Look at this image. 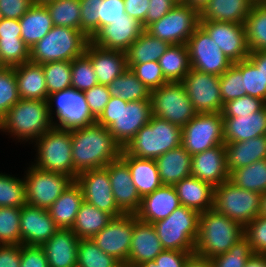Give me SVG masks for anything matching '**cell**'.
I'll list each match as a JSON object with an SVG mask.
<instances>
[{
  "label": "cell",
  "instance_id": "cell-29",
  "mask_svg": "<svg viewBox=\"0 0 266 267\" xmlns=\"http://www.w3.org/2000/svg\"><path fill=\"white\" fill-rule=\"evenodd\" d=\"M20 99L48 100L45 74L41 64L31 61L14 66Z\"/></svg>",
  "mask_w": 266,
  "mask_h": 267
},
{
  "label": "cell",
  "instance_id": "cell-31",
  "mask_svg": "<svg viewBox=\"0 0 266 267\" xmlns=\"http://www.w3.org/2000/svg\"><path fill=\"white\" fill-rule=\"evenodd\" d=\"M257 0H209L199 11L200 20L244 24Z\"/></svg>",
  "mask_w": 266,
  "mask_h": 267
},
{
  "label": "cell",
  "instance_id": "cell-45",
  "mask_svg": "<svg viewBox=\"0 0 266 267\" xmlns=\"http://www.w3.org/2000/svg\"><path fill=\"white\" fill-rule=\"evenodd\" d=\"M72 61H56L42 64L48 96L71 88Z\"/></svg>",
  "mask_w": 266,
  "mask_h": 267
},
{
  "label": "cell",
  "instance_id": "cell-28",
  "mask_svg": "<svg viewBox=\"0 0 266 267\" xmlns=\"http://www.w3.org/2000/svg\"><path fill=\"white\" fill-rule=\"evenodd\" d=\"M224 143L242 142L266 134V105L252 114L223 118Z\"/></svg>",
  "mask_w": 266,
  "mask_h": 267
},
{
  "label": "cell",
  "instance_id": "cell-62",
  "mask_svg": "<svg viewBox=\"0 0 266 267\" xmlns=\"http://www.w3.org/2000/svg\"><path fill=\"white\" fill-rule=\"evenodd\" d=\"M177 3L176 0H149L145 29L164 17Z\"/></svg>",
  "mask_w": 266,
  "mask_h": 267
},
{
  "label": "cell",
  "instance_id": "cell-18",
  "mask_svg": "<svg viewBox=\"0 0 266 267\" xmlns=\"http://www.w3.org/2000/svg\"><path fill=\"white\" fill-rule=\"evenodd\" d=\"M75 181L82 189L84 201L109 213L112 217L124 214L116 205L113 197L108 165L81 172Z\"/></svg>",
  "mask_w": 266,
  "mask_h": 267
},
{
  "label": "cell",
  "instance_id": "cell-43",
  "mask_svg": "<svg viewBox=\"0 0 266 267\" xmlns=\"http://www.w3.org/2000/svg\"><path fill=\"white\" fill-rule=\"evenodd\" d=\"M44 5L49 12L54 26L80 30V0H54Z\"/></svg>",
  "mask_w": 266,
  "mask_h": 267
},
{
  "label": "cell",
  "instance_id": "cell-38",
  "mask_svg": "<svg viewBox=\"0 0 266 267\" xmlns=\"http://www.w3.org/2000/svg\"><path fill=\"white\" fill-rule=\"evenodd\" d=\"M169 46V43L155 38L144 30L125 51L127 64L159 61V58L166 52Z\"/></svg>",
  "mask_w": 266,
  "mask_h": 267
},
{
  "label": "cell",
  "instance_id": "cell-36",
  "mask_svg": "<svg viewBox=\"0 0 266 267\" xmlns=\"http://www.w3.org/2000/svg\"><path fill=\"white\" fill-rule=\"evenodd\" d=\"M21 38L31 48L54 26L44 4H33L19 19Z\"/></svg>",
  "mask_w": 266,
  "mask_h": 267
},
{
  "label": "cell",
  "instance_id": "cell-65",
  "mask_svg": "<svg viewBox=\"0 0 266 267\" xmlns=\"http://www.w3.org/2000/svg\"><path fill=\"white\" fill-rule=\"evenodd\" d=\"M124 3L126 14L141 22L145 29L149 0H124Z\"/></svg>",
  "mask_w": 266,
  "mask_h": 267
},
{
  "label": "cell",
  "instance_id": "cell-33",
  "mask_svg": "<svg viewBox=\"0 0 266 267\" xmlns=\"http://www.w3.org/2000/svg\"><path fill=\"white\" fill-rule=\"evenodd\" d=\"M120 158L128 165L131 179L141 198L162 185L155 159L137 158L124 149Z\"/></svg>",
  "mask_w": 266,
  "mask_h": 267
},
{
  "label": "cell",
  "instance_id": "cell-8",
  "mask_svg": "<svg viewBox=\"0 0 266 267\" xmlns=\"http://www.w3.org/2000/svg\"><path fill=\"white\" fill-rule=\"evenodd\" d=\"M34 142L38 158L36 157L33 166L53 173L66 174L74 180L70 129L53 126Z\"/></svg>",
  "mask_w": 266,
  "mask_h": 267
},
{
  "label": "cell",
  "instance_id": "cell-1",
  "mask_svg": "<svg viewBox=\"0 0 266 267\" xmlns=\"http://www.w3.org/2000/svg\"><path fill=\"white\" fill-rule=\"evenodd\" d=\"M74 180L81 172L102 168L121 157L123 148L108 128L94 122L71 129Z\"/></svg>",
  "mask_w": 266,
  "mask_h": 267
},
{
  "label": "cell",
  "instance_id": "cell-71",
  "mask_svg": "<svg viewBox=\"0 0 266 267\" xmlns=\"http://www.w3.org/2000/svg\"><path fill=\"white\" fill-rule=\"evenodd\" d=\"M261 216L266 217V192H264L261 195V199H260V211L259 214Z\"/></svg>",
  "mask_w": 266,
  "mask_h": 267
},
{
  "label": "cell",
  "instance_id": "cell-27",
  "mask_svg": "<svg viewBox=\"0 0 266 267\" xmlns=\"http://www.w3.org/2000/svg\"><path fill=\"white\" fill-rule=\"evenodd\" d=\"M80 239L71 229H58L41 247L49 267H76Z\"/></svg>",
  "mask_w": 266,
  "mask_h": 267
},
{
  "label": "cell",
  "instance_id": "cell-49",
  "mask_svg": "<svg viewBox=\"0 0 266 267\" xmlns=\"http://www.w3.org/2000/svg\"><path fill=\"white\" fill-rule=\"evenodd\" d=\"M71 88L79 92H85L98 85L90 59L85 55L75 58L71 64Z\"/></svg>",
  "mask_w": 266,
  "mask_h": 267
},
{
  "label": "cell",
  "instance_id": "cell-56",
  "mask_svg": "<svg viewBox=\"0 0 266 267\" xmlns=\"http://www.w3.org/2000/svg\"><path fill=\"white\" fill-rule=\"evenodd\" d=\"M80 30L91 39L99 31L101 0H80Z\"/></svg>",
  "mask_w": 266,
  "mask_h": 267
},
{
  "label": "cell",
  "instance_id": "cell-42",
  "mask_svg": "<svg viewBox=\"0 0 266 267\" xmlns=\"http://www.w3.org/2000/svg\"><path fill=\"white\" fill-rule=\"evenodd\" d=\"M229 180L242 189L262 195L266 192V159L231 171Z\"/></svg>",
  "mask_w": 266,
  "mask_h": 267
},
{
  "label": "cell",
  "instance_id": "cell-17",
  "mask_svg": "<svg viewBox=\"0 0 266 267\" xmlns=\"http://www.w3.org/2000/svg\"><path fill=\"white\" fill-rule=\"evenodd\" d=\"M134 227V214L113 217L92 240L106 254L127 263Z\"/></svg>",
  "mask_w": 266,
  "mask_h": 267
},
{
  "label": "cell",
  "instance_id": "cell-70",
  "mask_svg": "<svg viewBox=\"0 0 266 267\" xmlns=\"http://www.w3.org/2000/svg\"><path fill=\"white\" fill-rule=\"evenodd\" d=\"M208 1L209 0H186L185 3L197 8L200 11Z\"/></svg>",
  "mask_w": 266,
  "mask_h": 267
},
{
  "label": "cell",
  "instance_id": "cell-68",
  "mask_svg": "<svg viewBox=\"0 0 266 267\" xmlns=\"http://www.w3.org/2000/svg\"><path fill=\"white\" fill-rule=\"evenodd\" d=\"M183 267H213L211 259L192 253L184 263Z\"/></svg>",
  "mask_w": 266,
  "mask_h": 267
},
{
  "label": "cell",
  "instance_id": "cell-37",
  "mask_svg": "<svg viewBox=\"0 0 266 267\" xmlns=\"http://www.w3.org/2000/svg\"><path fill=\"white\" fill-rule=\"evenodd\" d=\"M113 217L83 201L71 230L79 239H89L99 233Z\"/></svg>",
  "mask_w": 266,
  "mask_h": 267
},
{
  "label": "cell",
  "instance_id": "cell-5",
  "mask_svg": "<svg viewBox=\"0 0 266 267\" xmlns=\"http://www.w3.org/2000/svg\"><path fill=\"white\" fill-rule=\"evenodd\" d=\"M90 39L75 28L53 26L30 48V61L45 64L56 61H73L85 53Z\"/></svg>",
  "mask_w": 266,
  "mask_h": 267
},
{
  "label": "cell",
  "instance_id": "cell-41",
  "mask_svg": "<svg viewBox=\"0 0 266 267\" xmlns=\"http://www.w3.org/2000/svg\"><path fill=\"white\" fill-rule=\"evenodd\" d=\"M111 97L121 98L127 102L150 100V91L128 68L115 78L108 86Z\"/></svg>",
  "mask_w": 266,
  "mask_h": 267
},
{
  "label": "cell",
  "instance_id": "cell-25",
  "mask_svg": "<svg viewBox=\"0 0 266 267\" xmlns=\"http://www.w3.org/2000/svg\"><path fill=\"white\" fill-rule=\"evenodd\" d=\"M93 66L98 84L108 86L128 69L126 53L120 50H106L89 42L85 53Z\"/></svg>",
  "mask_w": 266,
  "mask_h": 267
},
{
  "label": "cell",
  "instance_id": "cell-20",
  "mask_svg": "<svg viewBox=\"0 0 266 267\" xmlns=\"http://www.w3.org/2000/svg\"><path fill=\"white\" fill-rule=\"evenodd\" d=\"M144 30L141 22L125 14L124 18L117 19L112 21L111 24L103 26L90 39V42L106 50L125 52Z\"/></svg>",
  "mask_w": 266,
  "mask_h": 267
},
{
  "label": "cell",
  "instance_id": "cell-4",
  "mask_svg": "<svg viewBox=\"0 0 266 267\" xmlns=\"http://www.w3.org/2000/svg\"><path fill=\"white\" fill-rule=\"evenodd\" d=\"M45 100L20 99L0 120V130L18 141L37 140L54 126Z\"/></svg>",
  "mask_w": 266,
  "mask_h": 267
},
{
  "label": "cell",
  "instance_id": "cell-44",
  "mask_svg": "<svg viewBox=\"0 0 266 267\" xmlns=\"http://www.w3.org/2000/svg\"><path fill=\"white\" fill-rule=\"evenodd\" d=\"M122 265L115 257L103 252L92 238L80 239L76 267H121Z\"/></svg>",
  "mask_w": 266,
  "mask_h": 267
},
{
  "label": "cell",
  "instance_id": "cell-9",
  "mask_svg": "<svg viewBox=\"0 0 266 267\" xmlns=\"http://www.w3.org/2000/svg\"><path fill=\"white\" fill-rule=\"evenodd\" d=\"M260 199V193L242 189L228 179L214 187L213 209L245 227L258 216Z\"/></svg>",
  "mask_w": 266,
  "mask_h": 267
},
{
  "label": "cell",
  "instance_id": "cell-52",
  "mask_svg": "<svg viewBox=\"0 0 266 267\" xmlns=\"http://www.w3.org/2000/svg\"><path fill=\"white\" fill-rule=\"evenodd\" d=\"M0 59L4 67H14L30 61V48L23 40L0 39Z\"/></svg>",
  "mask_w": 266,
  "mask_h": 267
},
{
  "label": "cell",
  "instance_id": "cell-30",
  "mask_svg": "<svg viewBox=\"0 0 266 267\" xmlns=\"http://www.w3.org/2000/svg\"><path fill=\"white\" fill-rule=\"evenodd\" d=\"M180 204L203 213L213 208L214 187L189 176L174 185Z\"/></svg>",
  "mask_w": 266,
  "mask_h": 267
},
{
  "label": "cell",
  "instance_id": "cell-61",
  "mask_svg": "<svg viewBox=\"0 0 266 267\" xmlns=\"http://www.w3.org/2000/svg\"><path fill=\"white\" fill-rule=\"evenodd\" d=\"M32 5V0H0V14L2 18L19 20Z\"/></svg>",
  "mask_w": 266,
  "mask_h": 267
},
{
  "label": "cell",
  "instance_id": "cell-50",
  "mask_svg": "<svg viewBox=\"0 0 266 267\" xmlns=\"http://www.w3.org/2000/svg\"><path fill=\"white\" fill-rule=\"evenodd\" d=\"M253 254L248 239L243 236L226 253L211 259L213 267H245L247 260Z\"/></svg>",
  "mask_w": 266,
  "mask_h": 267
},
{
  "label": "cell",
  "instance_id": "cell-69",
  "mask_svg": "<svg viewBox=\"0 0 266 267\" xmlns=\"http://www.w3.org/2000/svg\"><path fill=\"white\" fill-rule=\"evenodd\" d=\"M245 267H266V254L253 253L247 260Z\"/></svg>",
  "mask_w": 266,
  "mask_h": 267
},
{
  "label": "cell",
  "instance_id": "cell-16",
  "mask_svg": "<svg viewBox=\"0 0 266 267\" xmlns=\"http://www.w3.org/2000/svg\"><path fill=\"white\" fill-rule=\"evenodd\" d=\"M181 83L197 113L222 112L219 76L190 69Z\"/></svg>",
  "mask_w": 266,
  "mask_h": 267
},
{
  "label": "cell",
  "instance_id": "cell-75",
  "mask_svg": "<svg viewBox=\"0 0 266 267\" xmlns=\"http://www.w3.org/2000/svg\"><path fill=\"white\" fill-rule=\"evenodd\" d=\"M3 67H4V66L2 65V63H1V59H0V69L3 68Z\"/></svg>",
  "mask_w": 266,
  "mask_h": 267
},
{
  "label": "cell",
  "instance_id": "cell-3",
  "mask_svg": "<svg viewBox=\"0 0 266 267\" xmlns=\"http://www.w3.org/2000/svg\"><path fill=\"white\" fill-rule=\"evenodd\" d=\"M243 236L244 227L240 223L212 208L200 213L194 253L212 259L228 252Z\"/></svg>",
  "mask_w": 266,
  "mask_h": 267
},
{
  "label": "cell",
  "instance_id": "cell-55",
  "mask_svg": "<svg viewBox=\"0 0 266 267\" xmlns=\"http://www.w3.org/2000/svg\"><path fill=\"white\" fill-rule=\"evenodd\" d=\"M265 105L260 98L246 95L224 103L221 114L223 118L240 117L261 110Z\"/></svg>",
  "mask_w": 266,
  "mask_h": 267
},
{
  "label": "cell",
  "instance_id": "cell-10",
  "mask_svg": "<svg viewBox=\"0 0 266 267\" xmlns=\"http://www.w3.org/2000/svg\"><path fill=\"white\" fill-rule=\"evenodd\" d=\"M150 101L152 115L180 127L197 114L181 82H167L150 91Z\"/></svg>",
  "mask_w": 266,
  "mask_h": 267
},
{
  "label": "cell",
  "instance_id": "cell-26",
  "mask_svg": "<svg viewBox=\"0 0 266 267\" xmlns=\"http://www.w3.org/2000/svg\"><path fill=\"white\" fill-rule=\"evenodd\" d=\"M180 205L174 186L161 185L141 198L139 210L135 215L138 219L153 224L167 218Z\"/></svg>",
  "mask_w": 266,
  "mask_h": 267
},
{
  "label": "cell",
  "instance_id": "cell-67",
  "mask_svg": "<svg viewBox=\"0 0 266 267\" xmlns=\"http://www.w3.org/2000/svg\"><path fill=\"white\" fill-rule=\"evenodd\" d=\"M248 58L261 70L266 84V51H252Z\"/></svg>",
  "mask_w": 266,
  "mask_h": 267
},
{
  "label": "cell",
  "instance_id": "cell-34",
  "mask_svg": "<svg viewBox=\"0 0 266 267\" xmlns=\"http://www.w3.org/2000/svg\"><path fill=\"white\" fill-rule=\"evenodd\" d=\"M226 165L229 173L240 167L266 159V136L251 138L242 142L224 143Z\"/></svg>",
  "mask_w": 266,
  "mask_h": 267
},
{
  "label": "cell",
  "instance_id": "cell-6",
  "mask_svg": "<svg viewBox=\"0 0 266 267\" xmlns=\"http://www.w3.org/2000/svg\"><path fill=\"white\" fill-rule=\"evenodd\" d=\"M181 139L182 127L152 115L123 149L137 158L156 159L181 146Z\"/></svg>",
  "mask_w": 266,
  "mask_h": 267
},
{
  "label": "cell",
  "instance_id": "cell-53",
  "mask_svg": "<svg viewBox=\"0 0 266 267\" xmlns=\"http://www.w3.org/2000/svg\"><path fill=\"white\" fill-rule=\"evenodd\" d=\"M127 66L136 75L137 79L148 88L149 91L158 89L167 83L158 61L127 64Z\"/></svg>",
  "mask_w": 266,
  "mask_h": 267
},
{
  "label": "cell",
  "instance_id": "cell-57",
  "mask_svg": "<svg viewBox=\"0 0 266 267\" xmlns=\"http://www.w3.org/2000/svg\"><path fill=\"white\" fill-rule=\"evenodd\" d=\"M244 236L255 254H266V217L258 215L244 227Z\"/></svg>",
  "mask_w": 266,
  "mask_h": 267
},
{
  "label": "cell",
  "instance_id": "cell-51",
  "mask_svg": "<svg viewBox=\"0 0 266 267\" xmlns=\"http://www.w3.org/2000/svg\"><path fill=\"white\" fill-rule=\"evenodd\" d=\"M20 100L14 67L0 69V120Z\"/></svg>",
  "mask_w": 266,
  "mask_h": 267
},
{
  "label": "cell",
  "instance_id": "cell-19",
  "mask_svg": "<svg viewBox=\"0 0 266 267\" xmlns=\"http://www.w3.org/2000/svg\"><path fill=\"white\" fill-rule=\"evenodd\" d=\"M199 25L215 40V43L231 62L248 58L250 52L244 24L200 20Z\"/></svg>",
  "mask_w": 266,
  "mask_h": 267
},
{
  "label": "cell",
  "instance_id": "cell-11",
  "mask_svg": "<svg viewBox=\"0 0 266 267\" xmlns=\"http://www.w3.org/2000/svg\"><path fill=\"white\" fill-rule=\"evenodd\" d=\"M199 22L200 13L197 8L186 3H177L164 17L145 30L170 45L187 44Z\"/></svg>",
  "mask_w": 266,
  "mask_h": 267
},
{
  "label": "cell",
  "instance_id": "cell-22",
  "mask_svg": "<svg viewBox=\"0 0 266 267\" xmlns=\"http://www.w3.org/2000/svg\"><path fill=\"white\" fill-rule=\"evenodd\" d=\"M108 174L116 205L124 214H135L141 197L131 179L128 165L118 158L108 164Z\"/></svg>",
  "mask_w": 266,
  "mask_h": 267
},
{
  "label": "cell",
  "instance_id": "cell-40",
  "mask_svg": "<svg viewBox=\"0 0 266 267\" xmlns=\"http://www.w3.org/2000/svg\"><path fill=\"white\" fill-rule=\"evenodd\" d=\"M249 52L266 51V2L256 1L245 20Z\"/></svg>",
  "mask_w": 266,
  "mask_h": 267
},
{
  "label": "cell",
  "instance_id": "cell-21",
  "mask_svg": "<svg viewBox=\"0 0 266 267\" xmlns=\"http://www.w3.org/2000/svg\"><path fill=\"white\" fill-rule=\"evenodd\" d=\"M59 228L48 210L25 204L21 207V244L42 246Z\"/></svg>",
  "mask_w": 266,
  "mask_h": 267
},
{
  "label": "cell",
  "instance_id": "cell-73",
  "mask_svg": "<svg viewBox=\"0 0 266 267\" xmlns=\"http://www.w3.org/2000/svg\"><path fill=\"white\" fill-rule=\"evenodd\" d=\"M54 0H32L33 4H46Z\"/></svg>",
  "mask_w": 266,
  "mask_h": 267
},
{
  "label": "cell",
  "instance_id": "cell-13",
  "mask_svg": "<svg viewBox=\"0 0 266 267\" xmlns=\"http://www.w3.org/2000/svg\"><path fill=\"white\" fill-rule=\"evenodd\" d=\"M25 176L26 203L46 210L73 181L66 174L41 170L33 164Z\"/></svg>",
  "mask_w": 266,
  "mask_h": 267
},
{
  "label": "cell",
  "instance_id": "cell-63",
  "mask_svg": "<svg viewBox=\"0 0 266 267\" xmlns=\"http://www.w3.org/2000/svg\"><path fill=\"white\" fill-rule=\"evenodd\" d=\"M194 251L163 250L156 256L154 261L160 267H183L187 258Z\"/></svg>",
  "mask_w": 266,
  "mask_h": 267
},
{
  "label": "cell",
  "instance_id": "cell-60",
  "mask_svg": "<svg viewBox=\"0 0 266 267\" xmlns=\"http://www.w3.org/2000/svg\"><path fill=\"white\" fill-rule=\"evenodd\" d=\"M20 267H49L44 249L21 244Z\"/></svg>",
  "mask_w": 266,
  "mask_h": 267
},
{
  "label": "cell",
  "instance_id": "cell-76",
  "mask_svg": "<svg viewBox=\"0 0 266 267\" xmlns=\"http://www.w3.org/2000/svg\"><path fill=\"white\" fill-rule=\"evenodd\" d=\"M121 267H131V266H127V265L123 264Z\"/></svg>",
  "mask_w": 266,
  "mask_h": 267
},
{
  "label": "cell",
  "instance_id": "cell-48",
  "mask_svg": "<svg viewBox=\"0 0 266 267\" xmlns=\"http://www.w3.org/2000/svg\"><path fill=\"white\" fill-rule=\"evenodd\" d=\"M21 208L0 207V245H21Z\"/></svg>",
  "mask_w": 266,
  "mask_h": 267
},
{
  "label": "cell",
  "instance_id": "cell-39",
  "mask_svg": "<svg viewBox=\"0 0 266 267\" xmlns=\"http://www.w3.org/2000/svg\"><path fill=\"white\" fill-rule=\"evenodd\" d=\"M158 62L167 82H181L191 69L187 44L170 45Z\"/></svg>",
  "mask_w": 266,
  "mask_h": 267
},
{
  "label": "cell",
  "instance_id": "cell-72",
  "mask_svg": "<svg viewBox=\"0 0 266 267\" xmlns=\"http://www.w3.org/2000/svg\"><path fill=\"white\" fill-rule=\"evenodd\" d=\"M138 267H160L154 260L146 261L144 264Z\"/></svg>",
  "mask_w": 266,
  "mask_h": 267
},
{
  "label": "cell",
  "instance_id": "cell-66",
  "mask_svg": "<svg viewBox=\"0 0 266 267\" xmlns=\"http://www.w3.org/2000/svg\"><path fill=\"white\" fill-rule=\"evenodd\" d=\"M0 39L22 40L19 20L2 18L0 21Z\"/></svg>",
  "mask_w": 266,
  "mask_h": 267
},
{
  "label": "cell",
  "instance_id": "cell-54",
  "mask_svg": "<svg viewBox=\"0 0 266 267\" xmlns=\"http://www.w3.org/2000/svg\"><path fill=\"white\" fill-rule=\"evenodd\" d=\"M242 79L241 71L234 64L219 76L220 93L223 104L230 100L246 96Z\"/></svg>",
  "mask_w": 266,
  "mask_h": 267
},
{
  "label": "cell",
  "instance_id": "cell-24",
  "mask_svg": "<svg viewBox=\"0 0 266 267\" xmlns=\"http://www.w3.org/2000/svg\"><path fill=\"white\" fill-rule=\"evenodd\" d=\"M163 250L153 225L138 219L134 214L131 247L125 265L138 267L146 261L154 260Z\"/></svg>",
  "mask_w": 266,
  "mask_h": 267
},
{
  "label": "cell",
  "instance_id": "cell-7",
  "mask_svg": "<svg viewBox=\"0 0 266 267\" xmlns=\"http://www.w3.org/2000/svg\"><path fill=\"white\" fill-rule=\"evenodd\" d=\"M200 213L180 205L167 218L153 223L164 250L194 251Z\"/></svg>",
  "mask_w": 266,
  "mask_h": 267
},
{
  "label": "cell",
  "instance_id": "cell-12",
  "mask_svg": "<svg viewBox=\"0 0 266 267\" xmlns=\"http://www.w3.org/2000/svg\"><path fill=\"white\" fill-rule=\"evenodd\" d=\"M224 144L221 113H197L182 127L181 146L192 156Z\"/></svg>",
  "mask_w": 266,
  "mask_h": 267
},
{
  "label": "cell",
  "instance_id": "cell-46",
  "mask_svg": "<svg viewBox=\"0 0 266 267\" xmlns=\"http://www.w3.org/2000/svg\"><path fill=\"white\" fill-rule=\"evenodd\" d=\"M242 73L243 89L246 95L260 98L266 102V84L261 70L249 59L233 63Z\"/></svg>",
  "mask_w": 266,
  "mask_h": 267
},
{
  "label": "cell",
  "instance_id": "cell-15",
  "mask_svg": "<svg viewBox=\"0 0 266 267\" xmlns=\"http://www.w3.org/2000/svg\"><path fill=\"white\" fill-rule=\"evenodd\" d=\"M187 46L191 69L221 76L233 64L200 25L189 37Z\"/></svg>",
  "mask_w": 266,
  "mask_h": 267
},
{
  "label": "cell",
  "instance_id": "cell-2",
  "mask_svg": "<svg viewBox=\"0 0 266 267\" xmlns=\"http://www.w3.org/2000/svg\"><path fill=\"white\" fill-rule=\"evenodd\" d=\"M151 117L150 100L127 102L121 98L110 97L95 122L108 128L115 140L124 148L136 133L150 122Z\"/></svg>",
  "mask_w": 266,
  "mask_h": 267
},
{
  "label": "cell",
  "instance_id": "cell-35",
  "mask_svg": "<svg viewBox=\"0 0 266 267\" xmlns=\"http://www.w3.org/2000/svg\"><path fill=\"white\" fill-rule=\"evenodd\" d=\"M192 156L182 147L171 149L155 159L162 185L174 186L191 176Z\"/></svg>",
  "mask_w": 266,
  "mask_h": 267
},
{
  "label": "cell",
  "instance_id": "cell-64",
  "mask_svg": "<svg viewBox=\"0 0 266 267\" xmlns=\"http://www.w3.org/2000/svg\"><path fill=\"white\" fill-rule=\"evenodd\" d=\"M21 245H0V267H20Z\"/></svg>",
  "mask_w": 266,
  "mask_h": 267
},
{
  "label": "cell",
  "instance_id": "cell-74",
  "mask_svg": "<svg viewBox=\"0 0 266 267\" xmlns=\"http://www.w3.org/2000/svg\"><path fill=\"white\" fill-rule=\"evenodd\" d=\"M178 3H185L186 0H176Z\"/></svg>",
  "mask_w": 266,
  "mask_h": 267
},
{
  "label": "cell",
  "instance_id": "cell-14",
  "mask_svg": "<svg viewBox=\"0 0 266 267\" xmlns=\"http://www.w3.org/2000/svg\"><path fill=\"white\" fill-rule=\"evenodd\" d=\"M49 112L53 120V115L56 116L57 122L54 126L75 129L83 126H88L95 122V119L91 116L86 98L83 92H79L75 89H67L60 92H55L48 97ZM55 102V109L52 107ZM54 112V113H52Z\"/></svg>",
  "mask_w": 266,
  "mask_h": 267
},
{
  "label": "cell",
  "instance_id": "cell-32",
  "mask_svg": "<svg viewBox=\"0 0 266 267\" xmlns=\"http://www.w3.org/2000/svg\"><path fill=\"white\" fill-rule=\"evenodd\" d=\"M83 201L82 189L73 180L47 210L59 229H71Z\"/></svg>",
  "mask_w": 266,
  "mask_h": 267
},
{
  "label": "cell",
  "instance_id": "cell-23",
  "mask_svg": "<svg viewBox=\"0 0 266 267\" xmlns=\"http://www.w3.org/2000/svg\"><path fill=\"white\" fill-rule=\"evenodd\" d=\"M191 176L219 186L229 179L224 144L192 155Z\"/></svg>",
  "mask_w": 266,
  "mask_h": 267
},
{
  "label": "cell",
  "instance_id": "cell-58",
  "mask_svg": "<svg viewBox=\"0 0 266 267\" xmlns=\"http://www.w3.org/2000/svg\"><path fill=\"white\" fill-rule=\"evenodd\" d=\"M91 116L96 120L110 100L108 87L98 84L84 92Z\"/></svg>",
  "mask_w": 266,
  "mask_h": 267
},
{
  "label": "cell",
  "instance_id": "cell-59",
  "mask_svg": "<svg viewBox=\"0 0 266 267\" xmlns=\"http://www.w3.org/2000/svg\"><path fill=\"white\" fill-rule=\"evenodd\" d=\"M124 0H101V16H99V30L120 18H124Z\"/></svg>",
  "mask_w": 266,
  "mask_h": 267
},
{
  "label": "cell",
  "instance_id": "cell-47",
  "mask_svg": "<svg viewBox=\"0 0 266 267\" xmlns=\"http://www.w3.org/2000/svg\"><path fill=\"white\" fill-rule=\"evenodd\" d=\"M25 204V180L0 173V207L21 208Z\"/></svg>",
  "mask_w": 266,
  "mask_h": 267
}]
</instances>
